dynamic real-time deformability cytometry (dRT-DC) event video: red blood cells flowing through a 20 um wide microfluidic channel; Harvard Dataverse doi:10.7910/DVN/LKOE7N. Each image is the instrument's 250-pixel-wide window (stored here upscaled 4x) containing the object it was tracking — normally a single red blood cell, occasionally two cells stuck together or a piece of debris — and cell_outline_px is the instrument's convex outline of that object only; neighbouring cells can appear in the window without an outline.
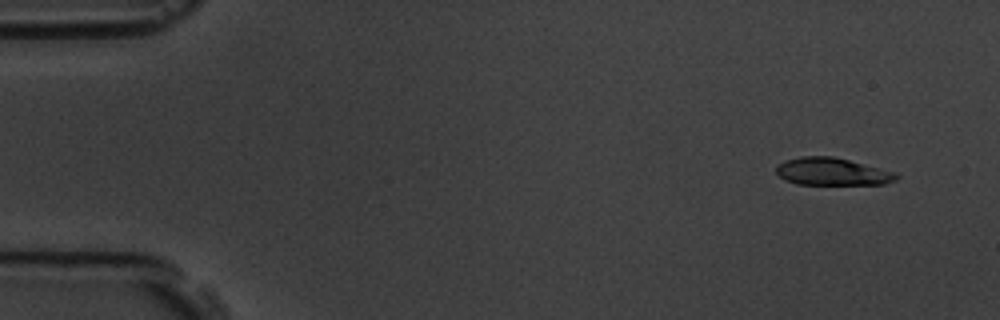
{"species": "common noctule bat (a hibernating species)", "species_latin": "Nyctalus noctula", "temperature_condition": "room temperature", "stored_images_in_passage": 5, "camera_frame_rate_fps": 3000, "um_per_image_px": 0.085, "animal": {"sex": "male", "body_mass_g": 19.5, "forearm_length_mm": 54.6}, "frame": {"image": 1, "passage_image": 1, "time_ms": 0.0, "image_size_px": [1000, 320], "cell_outline_px": [[900, 176], [896, 180], [884, 184], [796, 184], [784, 180], [776, 172], [776, 164], [784, 160], [800, 156], [832, 156], [896, 172]], "centroid_in_image_um": [70.7, 14.58], "position_along_channel_um": 14.3, "area_um2": 19.31}}